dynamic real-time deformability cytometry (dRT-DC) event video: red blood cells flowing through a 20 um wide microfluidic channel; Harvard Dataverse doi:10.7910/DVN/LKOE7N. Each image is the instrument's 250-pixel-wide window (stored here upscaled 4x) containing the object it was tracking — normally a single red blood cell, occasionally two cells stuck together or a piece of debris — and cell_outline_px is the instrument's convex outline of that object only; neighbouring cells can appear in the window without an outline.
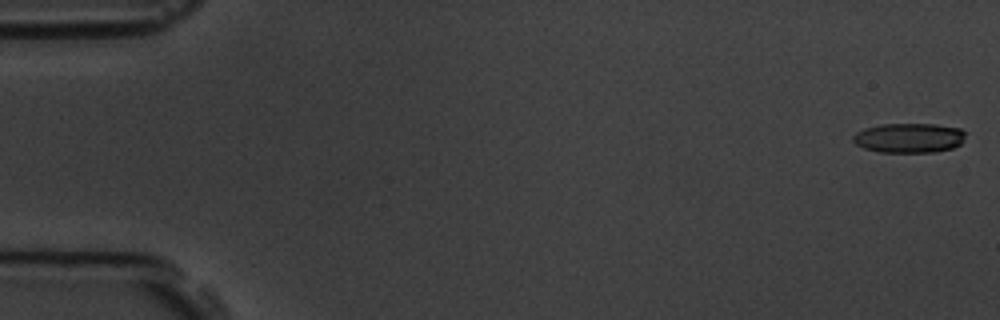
{"species": "common noctule bat (a hibernating species)", "species_latin": "Nyctalus noctula", "temperature_condition": "room temperature", "stored_images_in_passage": 6, "camera_frame_rate_fps": 3000, "um_per_image_px": 0.085, "animal": {"sex": "male", "body_mass_g": 19.5, "forearm_length_mm": 54.6}, "frame": {"image": 1, "passage_image": 1, "time_ms": 0.0, "image_size_px": [1000, 320], "cell_outline_px": [[964, 136], [960, 144], [952, 148], [936, 152], [880, 152], [864, 148], [856, 144], [852, 140], [852, 136], [856, 132], [864, 128], [884, 124], [936, 124], [960, 128], [964, 132]], "centroid_in_image_um": [77.25, 11.72], "position_along_channel_um": 7.8, "area_um2": 19.42}}
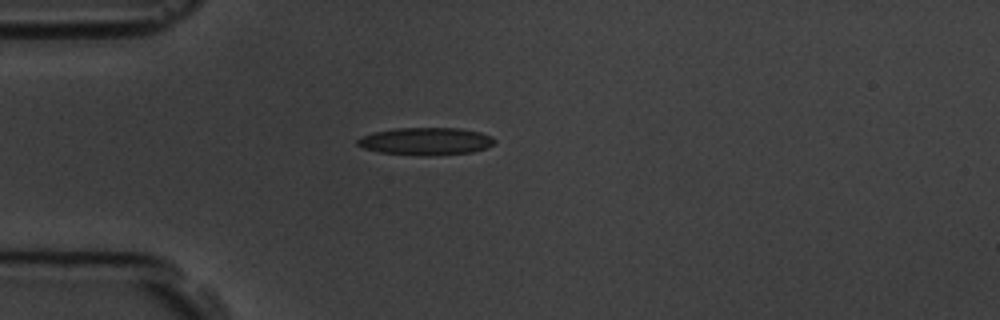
{"frame": {"image": 2, "passage_image": 5, "time_ms": 4.667, "image_size_px": [1000, 320], "cell_outline_px": [[496, 140], [488, 148], [472, 152], [428, 156], [424, 156], [380, 152], [364, 148], [356, 144], [356, 140], [372, 132], [396, 128], [460, 128], [480, 132], [492, 136]], "centroid_in_image_um": [36.22, 12.01], "position_along_channel_um": 48.8, "area_um2": 22.02}}